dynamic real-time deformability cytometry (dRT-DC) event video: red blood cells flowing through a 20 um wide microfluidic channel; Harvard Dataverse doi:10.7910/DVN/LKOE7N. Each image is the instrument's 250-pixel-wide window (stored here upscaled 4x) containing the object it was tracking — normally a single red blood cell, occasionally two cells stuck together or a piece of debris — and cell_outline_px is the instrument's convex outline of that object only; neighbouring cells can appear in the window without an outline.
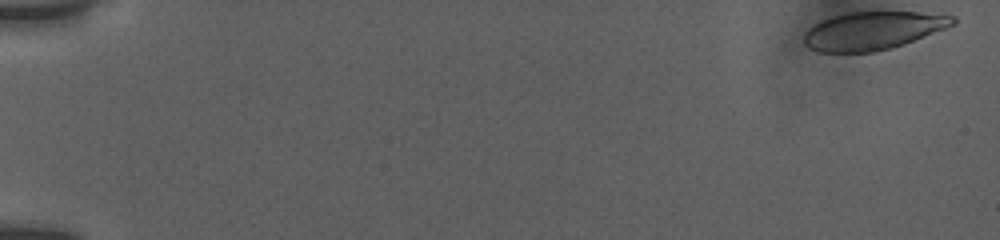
{"species": "human", "species_latin": "Homo sapiens", "temperature_condition": "room temperature", "stored_images_in_passage": 21, "camera_frame_rate_fps": 3000, "um_per_image_px": 0.085, "donor": {"sex": "female"}, "frame": {"image": 1, "passage_image": 1, "time_ms": 0.0, "image_size_px": [1000, 240], "cell_outline_px": [[956, 24], [904, 44], [892, 48], [876, 52], [820, 52], [808, 48], [804, 44], [804, 32], [812, 24], [832, 16], [848, 12], [920, 12], [956, 16]], "centroid_in_image_um": [74.17, 2.61], "position_along_channel_um": 10.8, "area_um2": 33.23}}